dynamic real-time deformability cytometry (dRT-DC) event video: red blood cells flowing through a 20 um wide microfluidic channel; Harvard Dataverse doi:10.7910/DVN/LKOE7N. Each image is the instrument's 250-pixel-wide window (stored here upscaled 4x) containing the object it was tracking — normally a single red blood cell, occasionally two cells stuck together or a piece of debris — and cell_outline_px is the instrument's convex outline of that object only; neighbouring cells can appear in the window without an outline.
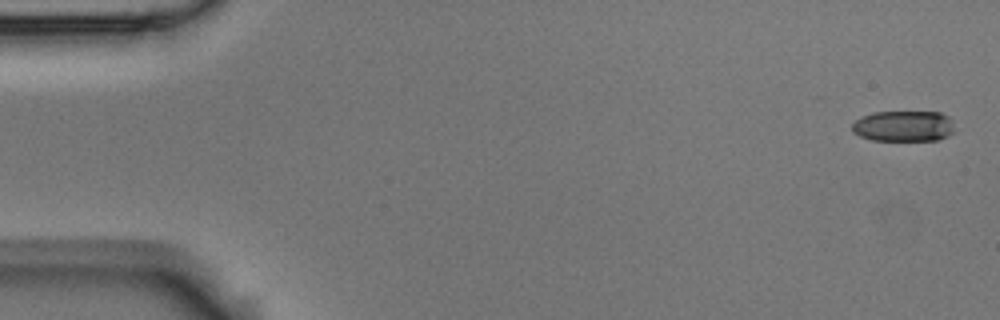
{"species": "Egyptian fruit bat (a non-hibernating species)", "species_latin": "Rousettus aegyptiacus", "temperature_condition": "room temperature", "stored_images_in_passage": 6, "camera_frame_rate_fps": 3000, "um_per_image_px": 0.085, "animal": {"sex": "male"}, "frame": {"image": 1, "passage_image": 1, "time_ms": 0.0, "image_size_px": [1000, 320], "cell_outline_px": [[956, 132], [948, 136], [936, 140], [872, 140], [860, 136], [852, 132], [852, 124], [860, 116], [872, 112], [940, 112], [948, 116]], "centroid_in_image_um": [76.8, 10.72], "position_along_channel_um": 8.2, "area_um2": 18.55}}
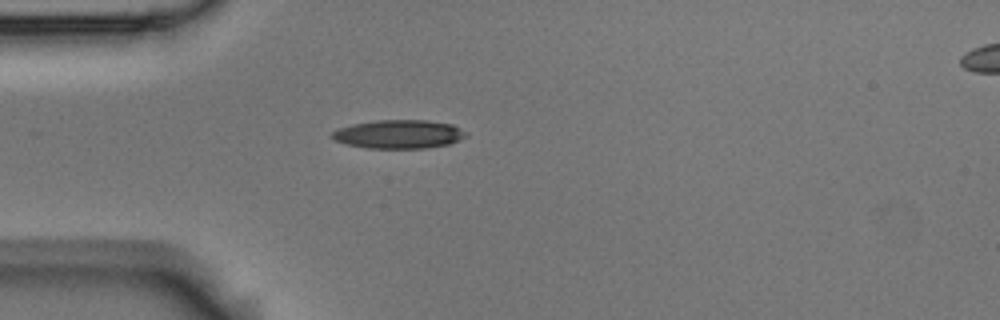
{"frame": {"image": 2, "passage_image": 5, "time_ms": 1.333, "image_size_px": [1000, 320], "cell_outline_px": [[468, 136], [460, 140], [448, 144], [428, 148], [368, 148], [348, 144], [336, 140], [328, 136], [336, 128], [352, 124], [376, 120], [424, 120], [452, 124], [468, 132]], "centroid_in_image_um": [33.91, 11.4], "position_along_channel_um": 51.1, "area_um2": 22.48}}